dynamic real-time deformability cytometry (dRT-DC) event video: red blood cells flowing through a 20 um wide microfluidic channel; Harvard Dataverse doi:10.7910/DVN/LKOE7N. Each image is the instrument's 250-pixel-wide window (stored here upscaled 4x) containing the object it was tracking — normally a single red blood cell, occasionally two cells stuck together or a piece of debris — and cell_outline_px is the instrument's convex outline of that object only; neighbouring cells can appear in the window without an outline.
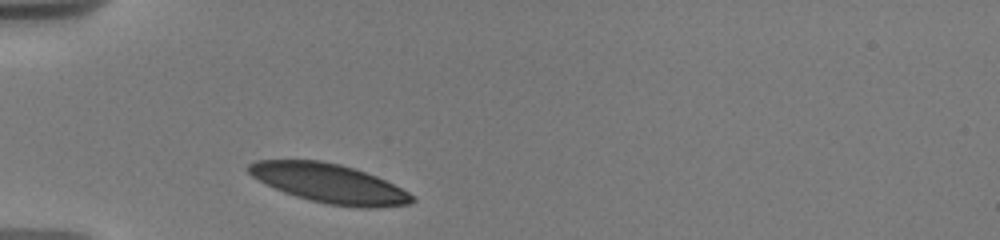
{"species": "human", "species_latin": "Homo sapiens", "temperature_condition": "warm", "stored_images_in_passage": 14, "camera_frame_rate_fps": 3000, "um_per_image_px": 0.085, "donor": {"sex": "male"}, "frame": {"image": 1, "passage_image": 1, "time_ms": 0.0, "image_size_px": [1000, 240], "cell_outline_px": [[416, 200], [412, 204], [380, 208], [360, 208], [328, 204], [296, 196], [284, 192], [252, 176], [244, 168], [248, 164], [256, 160], [320, 160], [340, 164], [376, 176], [416, 196]], "centroid_in_image_um": [28.02, 15.6], "position_along_channel_um": 57.0, "area_um2": 37.17}}
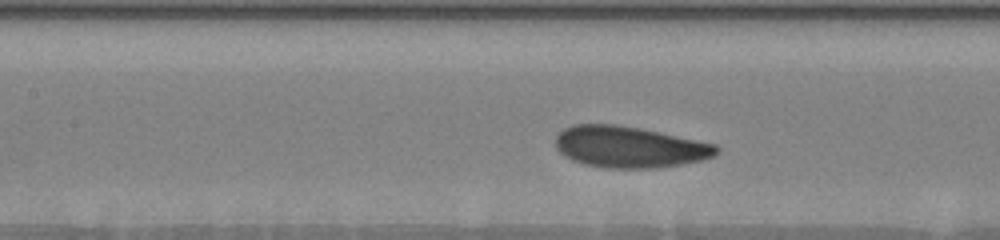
{"frame": {"image": 2, "passage_image": 5, "time_ms": 3.0, "image_size_px": [1000, 240], "cell_outline_px": [[720, 152], [716, 156], [704, 160], [656, 168], [604, 168], [584, 164], [572, 160], [564, 156], [556, 148], [556, 136], [564, 128], [572, 124], [616, 124], [640, 128], [716, 144], [720, 148]], "centroid_in_image_um": [53.51, 12.49], "position_along_channel_um": 153.9, "area_um2": 39.02}}
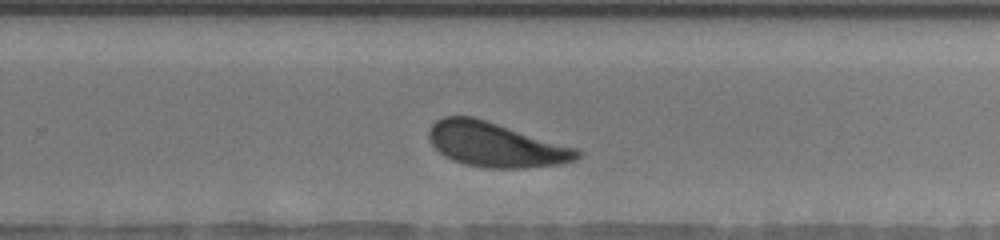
{"frame": {"image": 3, "passage_image": 14, "time_ms": 6.667, "image_size_px": [1000, 240], "cell_outline_px": [[584, 156], [576, 160], [560, 164], [524, 168], [484, 168], [464, 164], [452, 160], [444, 156], [428, 140], [428, 132], [432, 124], [436, 120], [444, 116], [472, 116], [576, 148], [584, 152]], "centroid_in_image_um": [42.13, 12.31], "position_along_channel_um": 287.7, "area_um2": 38.49}}